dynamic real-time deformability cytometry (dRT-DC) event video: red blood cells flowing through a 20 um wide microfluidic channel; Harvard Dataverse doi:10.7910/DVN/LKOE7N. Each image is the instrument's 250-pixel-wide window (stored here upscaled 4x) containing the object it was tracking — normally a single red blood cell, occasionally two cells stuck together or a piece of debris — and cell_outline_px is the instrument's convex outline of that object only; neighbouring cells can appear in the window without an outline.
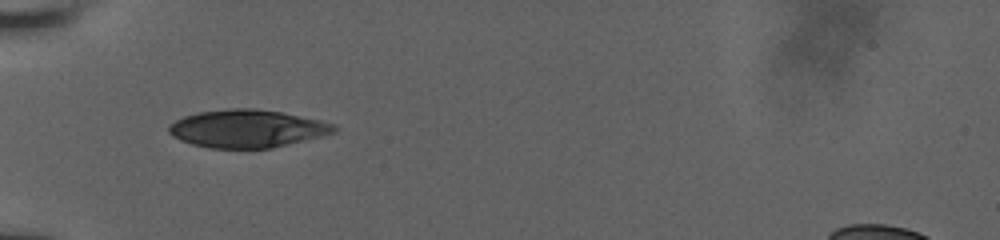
{"species": "human", "species_latin": "Homo sapiens", "temperature_condition": "room temperature", "stored_images_in_passage": 5, "camera_frame_rate_fps": 3000, "um_per_image_px": 0.085, "donor": {"sex": "male"}, "frame": {"image": 1, "passage_image": 1, "time_ms": 0.0, "image_size_px": [1000, 240], "cell_outline_px": [[336, 132], [272, 148], [208, 148], [192, 144], [180, 140], [172, 136], [168, 132], [168, 128], [176, 120], [184, 116], [200, 112], [232, 108], [256, 108], [280, 112], [320, 120], [336, 124]], "centroid_in_image_um": [21.0, 10.93], "position_along_channel_um": 64.0, "area_um2": 36.18}}
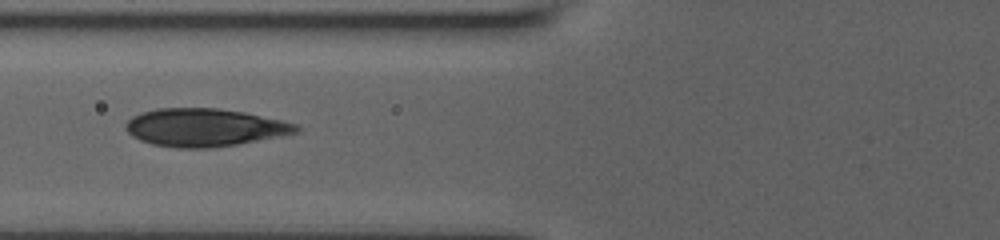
{"frame": {"image": 2, "passage_image": 4, "time_ms": 1.333, "image_size_px": [1000, 240], "cell_outline_px": [[300, 132], [236, 144], [212, 148], [180, 148], [152, 144], [140, 140], [132, 136], [124, 128], [124, 124], [132, 116], [140, 112], [156, 108], [216, 108], [244, 112], [284, 120], [296, 124], [300, 128]], "centroid_in_image_um": [17.36, 10.83], "position_along_channel_um": 108.4, "area_um2": 37.74}}